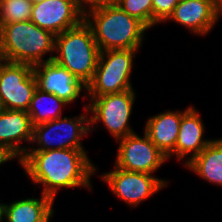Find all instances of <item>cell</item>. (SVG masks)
<instances>
[{
	"mask_svg": "<svg viewBox=\"0 0 222 222\" xmlns=\"http://www.w3.org/2000/svg\"><path fill=\"white\" fill-rule=\"evenodd\" d=\"M19 163L33 183H41V193L52 199L62 188L91 189V176L97 170L87 152L77 149L27 151Z\"/></svg>",
	"mask_w": 222,
	"mask_h": 222,
	"instance_id": "6da1fadb",
	"label": "cell"
},
{
	"mask_svg": "<svg viewBox=\"0 0 222 222\" xmlns=\"http://www.w3.org/2000/svg\"><path fill=\"white\" fill-rule=\"evenodd\" d=\"M116 141L119 148L114 166L120 169L152 175L168 160L145 133L143 137L133 133Z\"/></svg>",
	"mask_w": 222,
	"mask_h": 222,
	"instance_id": "30bf717a",
	"label": "cell"
},
{
	"mask_svg": "<svg viewBox=\"0 0 222 222\" xmlns=\"http://www.w3.org/2000/svg\"><path fill=\"white\" fill-rule=\"evenodd\" d=\"M7 62H8V61H7V58H6V56H5V54H4V51H3L2 47H1V44H0V73H1V70H2L3 66H4Z\"/></svg>",
	"mask_w": 222,
	"mask_h": 222,
	"instance_id": "d4e9b609",
	"label": "cell"
},
{
	"mask_svg": "<svg viewBox=\"0 0 222 222\" xmlns=\"http://www.w3.org/2000/svg\"><path fill=\"white\" fill-rule=\"evenodd\" d=\"M37 88L56 95L66 103H73L87 90V86L75 78L65 67L53 60L33 66Z\"/></svg>",
	"mask_w": 222,
	"mask_h": 222,
	"instance_id": "4fadbf2b",
	"label": "cell"
},
{
	"mask_svg": "<svg viewBox=\"0 0 222 222\" xmlns=\"http://www.w3.org/2000/svg\"><path fill=\"white\" fill-rule=\"evenodd\" d=\"M117 5L141 21L148 29L153 27L152 0H118Z\"/></svg>",
	"mask_w": 222,
	"mask_h": 222,
	"instance_id": "44dd1931",
	"label": "cell"
},
{
	"mask_svg": "<svg viewBox=\"0 0 222 222\" xmlns=\"http://www.w3.org/2000/svg\"><path fill=\"white\" fill-rule=\"evenodd\" d=\"M52 215L45 221V222H49V219H51Z\"/></svg>",
	"mask_w": 222,
	"mask_h": 222,
	"instance_id": "83f0119b",
	"label": "cell"
},
{
	"mask_svg": "<svg viewBox=\"0 0 222 222\" xmlns=\"http://www.w3.org/2000/svg\"><path fill=\"white\" fill-rule=\"evenodd\" d=\"M180 0H152L153 26L164 23Z\"/></svg>",
	"mask_w": 222,
	"mask_h": 222,
	"instance_id": "7402d4cb",
	"label": "cell"
},
{
	"mask_svg": "<svg viewBox=\"0 0 222 222\" xmlns=\"http://www.w3.org/2000/svg\"><path fill=\"white\" fill-rule=\"evenodd\" d=\"M135 91L126 90L120 93L107 94L99 97H89L91 103L86 104L85 111L89 116L90 131L101 121L113 138L119 140L136 133L130 127L129 118L135 102Z\"/></svg>",
	"mask_w": 222,
	"mask_h": 222,
	"instance_id": "8992f818",
	"label": "cell"
},
{
	"mask_svg": "<svg viewBox=\"0 0 222 222\" xmlns=\"http://www.w3.org/2000/svg\"><path fill=\"white\" fill-rule=\"evenodd\" d=\"M90 132L89 115L81 114L74 118L60 117L56 120L33 126V146L28 151H47L57 149L84 150L82 137Z\"/></svg>",
	"mask_w": 222,
	"mask_h": 222,
	"instance_id": "52a82bcc",
	"label": "cell"
},
{
	"mask_svg": "<svg viewBox=\"0 0 222 222\" xmlns=\"http://www.w3.org/2000/svg\"><path fill=\"white\" fill-rule=\"evenodd\" d=\"M55 52L53 61L65 67L86 86L92 81L100 49L85 21L55 36Z\"/></svg>",
	"mask_w": 222,
	"mask_h": 222,
	"instance_id": "277c9868",
	"label": "cell"
},
{
	"mask_svg": "<svg viewBox=\"0 0 222 222\" xmlns=\"http://www.w3.org/2000/svg\"><path fill=\"white\" fill-rule=\"evenodd\" d=\"M14 159L3 147L0 146V165Z\"/></svg>",
	"mask_w": 222,
	"mask_h": 222,
	"instance_id": "cb8c5ba5",
	"label": "cell"
},
{
	"mask_svg": "<svg viewBox=\"0 0 222 222\" xmlns=\"http://www.w3.org/2000/svg\"><path fill=\"white\" fill-rule=\"evenodd\" d=\"M30 20L55 36L84 21L75 0H43L32 5Z\"/></svg>",
	"mask_w": 222,
	"mask_h": 222,
	"instance_id": "8fae6325",
	"label": "cell"
},
{
	"mask_svg": "<svg viewBox=\"0 0 222 222\" xmlns=\"http://www.w3.org/2000/svg\"><path fill=\"white\" fill-rule=\"evenodd\" d=\"M41 1H43V0H31V2H32L33 4L39 3V2H41Z\"/></svg>",
	"mask_w": 222,
	"mask_h": 222,
	"instance_id": "4316f807",
	"label": "cell"
},
{
	"mask_svg": "<svg viewBox=\"0 0 222 222\" xmlns=\"http://www.w3.org/2000/svg\"><path fill=\"white\" fill-rule=\"evenodd\" d=\"M6 214V204L0 203V222H2L5 219Z\"/></svg>",
	"mask_w": 222,
	"mask_h": 222,
	"instance_id": "484cf974",
	"label": "cell"
},
{
	"mask_svg": "<svg viewBox=\"0 0 222 222\" xmlns=\"http://www.w3.org/2000/svg\"><path fill=\"white\" fill-rule=\"evenodd\" d=\"M32 138L33 125L27 111H0V146L11 156L20 160L29 149L26 145L20 146L21 142L31 144Z\"/></svg>",
	"mask_w": 222,
	"mask_h": 222,
	"instance_id": "5bb4252c",
	"label": "cell"
},
{
	"mask_svg": "<svg viewBox=\"0 0 222 222\" xmlns=\"http://www.w3.org/2000/svg\"><path fill=\"white\" fill-rule=\"evenodd\" d=\"M222 15L220 0H180L165 21H174L195 35L208 34Z\"/></svg>",
	"mask_w": 222,
	"mask_h": 222,
	"instance_id": "7c38bea8",
	"label": "cell"
},
{
	"mask_svg": "<svg viewBox=\"0 0 222 222\" xmlns=\"http://www.w3.org/2000/svg\"><path fill=\"white\" fill-rule=\"evenodd\" d=\"M44 102L48 103L50 107H42V103L45 104ZM67 104L68 103L59 99L56 95L43 92L37 88L27 110L32 125L43 124L62 117V108Z\"/></svg>",
	"mask_w": 222,
	"mask_h": 222,
	"instance_id": "d6986e66",
	"label": "cell"
},
{
	"mask_svg": "<svg viewBox=\"0 0 222 222\" xmlns=\"http://www.w3.org/2000/svg\"><path fill=\"white\" fill-rule=\"evenodd\" d=\"M100 51L140 50L147 27L117 4L97 8L84 14Z\"/></svg>",
	"mask_w": 222,
	"mask_h": 222,
	"instance_id": "7a4b0ae2",
	"label": "cell"
},
{
	"mask_svg": "<svg viewBox=\"0 0 222 222\" xmlns=\"http://www.w3.org/2000/svg\"><path fill=\"white\" fill-rule=\"evenodd\" d=\"M32 5L31 0L0 1V25L30 20Z\"/></svg>",
	"mask_w": 222,
	"mask_h": 222,
	"instance_id": "ffe728a7",
	"label": "cell"
},
{
	"mask_svg": "<svg viewBox=\"0 0 222 222\" xmlns=\"http://www.w3.org/2000/svg\"><path fill=\"white\" fill-rule=\"evenodd\" d=\"M185 166L202 179L222 187V138L212 139L204 150Z\"/></svg>",
	"mask_w": 222,
	"mask_h": 222,
	"instance_id": "ac0fdd59",
	"label": "cell"
},
{
	"mask_svg": "<svg viewBox=\"0 0 222 222\" xmlns=\"http://www.w3.org/2000/svg\"><path fill=\"white\" fill-rule=\"evenodd\" d=\"M204 125L201 117L193 106L182 116L178 139L175 145L177 160L186 159L184 165L200 154L204 148L212 141L204 139Z\"/></svg>",
	"mask_w": 222,
	"mask_h": 222,
	"instance_id": "2e32d148",
	"label": "cell"
},
{
	"mask_svg": "<svg viewBox=\"0 0 222 222\" xmlns=\"http://www.w3.org/2000/svg\"><path fill=\"white\" fill-rule=\"evenodd\" d=\"M137 52L132 49L100 51L94 77L87 85L88 97L133 90L130 76Z\"/></svg>",
	"mask_w": 222,
	"mask_h": 222,
	"instance_id": "5b68a950",
	"label": "cell"
},
{
	"mask_svg": "<svg viewBox=\"0 0 222 222\" xmlns=\"http://www.w3.org/2000/svg\"><path fill=\"white\" fill-rule=\"evenodd\" d=\"M0 44L7 61L32 66L53 60L55 53V35L31 20L0 25Z\"/></svg>",
	"mask_w": 222,
	"mask_h": 222,
	"instance_id": "3957f363",
	"label": "cell"
},
{
	"mask_svg": "<svg viewBox=\"0 0 222 222\" xmlns=\"http://www.w3.org/2000/svg\"><path fill=\"white\" fill-rule=\"evenodd\" d=\"M75 1L83 14H86L87 12L97 8L106 7L109 5H116L118 2V0H75Z\"/></svg>",
	"mask_w": 222,
	"mask_h": 222,
	"instance_id": "603a6c76",
	"label": "cell"
},
{
	"mask_svg": "<svg viewBox=\"0 0 222 222\" xmlns=\"http://www.w3.org/2000/svg\"><path fill=\"white\" fill-rule=\"evenodd\" d=\"M190 108L189 106L184 111H164L150 117L145 123L144 133L169 159L175 156V145L178 139L181 119Z\"/></svg>",
	"mask_w": 222,
	"mask_h": 222,
	"instance_id": "9a60e30c",
	"label": "cell"
},
{
	"mask_svg": "<svg viewBox=\"0 0 222 222\" xmlns=\"http://www.w3.org/2000/svg\"><path fill=\"white\" fill-rule=\"evenodd\" d=\"M54 199L41 195V198H26L6 204L7 222H45L54 214Z\"/></svg>",
	"mask_w": 222,
	"mask_h": 222,
	"instance_id": "e0dca14e",
	"label": "cell"
},
{
	"mask_svg": "<svg viewBox=\"0 0 222 222\" xmlns=\"http://www.w3.org/2000/svg\"><path fill=\"white\" fill-rule=\"evenodd\" d=\"M101 179L116 197L133 208L169 183L151 174L127 171L116 166L110 172L101 174Z\"/></svg>",
	"mask_w": 222,
	"mask_h": 222,
	"instance_id": "9c48e42d",
	"label": "cell"
},
{
	"mask_svg": "<svg viewBox=\"0 0 222 222\" xmlns=\"http://www.w3.org/2000/svg\"><path fill=\"white\" fill-rule=\"evenodd\" d=\"M37 89L33 66L7 62L0 73V105L2 109L27 111Z\"/></svg>",
	"mask_w": 222,
	"mask_h": 222,
	"instance_id": "ba28073f",
	"label": "cell"
}]
</instances>
